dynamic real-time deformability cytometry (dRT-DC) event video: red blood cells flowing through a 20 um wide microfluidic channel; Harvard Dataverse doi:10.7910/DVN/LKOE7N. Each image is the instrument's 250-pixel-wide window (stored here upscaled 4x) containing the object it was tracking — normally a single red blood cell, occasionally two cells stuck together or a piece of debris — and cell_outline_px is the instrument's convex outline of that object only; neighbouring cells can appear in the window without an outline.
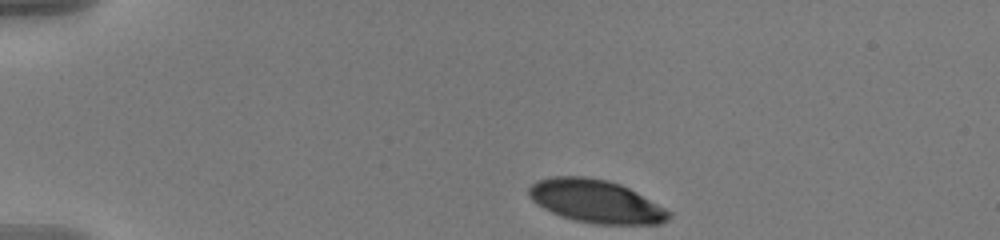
{"species": "human", "species_latin": "Homo sapiens", "temperature_condition": "warm", "stored_images_in_passage": 46, "camera_frame_rate_fps": 3000, "um_per_image_px": 0.085, "donor": {"sex": "male"}, "frame": {"image": 1, "passage_image": 1, "time_ms": 0.0, "image_size_px": [1000, 240], "cell_outline_px": [[672, 216], [668, 220], [660, 224], [592, 224], [560, 216], [536, 204], [528, 196], [528, 188], [536, 180], [552, 176], [584, 176], [608, 180], [620, 184], [636, 192], [672, 212]], "centroid_in_image_um": [50.64, 17.11], "position_along_channel_um": 34.4, "area_um2": 35.2}}
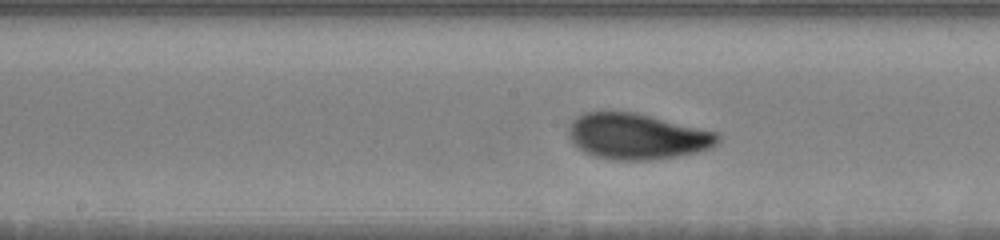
{"frame": {"image": 2, "passage_image": 20, "time_ms": 6.333, "image_size_px": [1000, 240], "cell_outline_px": [[720, 140], [712, 148], [696, 152], [676, 156], [648, 160], [612, 160], [596, 156], [584, 152], [568, 136], [568, 124], [576, 116], [584, 112], [636, 112], [716, 132], [720, 136]], "centroid_in_image_um": [54.13, 11.59], "position_along_channel_um": 194.1, "area_um2": 39.77}}
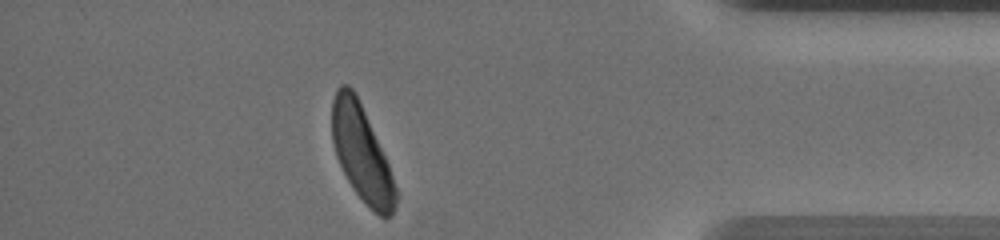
{"frame": {"image": 3, "passage_image": 40, "time_ms": 13.0, "image_size_px": [1000, 240], "cell_outline_px": [[400, 196], [396, 208], [384, 220], [352, 188], [336, 156], [332, 140], [332, 100], [336, 88], [340, 84], [348, 84], [352, 88], [364, 112], [388, 164]], "centroid_in_image_um": [30.74, 13.05], "position_along_channel_um": 404.5, "area_um2": 34.97}, "authors_computed_cell_mechanics": {"area_um2": 37.7723, "velocity_mm_per_s": 3.5861, "shape_relaxation_time_tau1_ms": 2.2694, "shape_relaxation_time_tau2_ms": 1.1136, "deformation_change_tau1": 0.1456, "deformation_change_tau2": 0.0625}}